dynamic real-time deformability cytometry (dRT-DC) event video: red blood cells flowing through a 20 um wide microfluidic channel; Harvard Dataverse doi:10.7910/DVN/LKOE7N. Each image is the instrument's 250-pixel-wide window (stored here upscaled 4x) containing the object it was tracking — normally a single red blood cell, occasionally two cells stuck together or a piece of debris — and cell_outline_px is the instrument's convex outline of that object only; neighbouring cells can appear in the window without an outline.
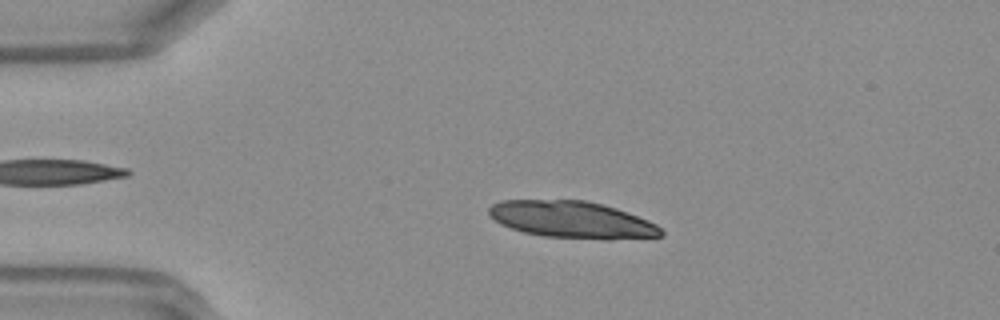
{"species": "Egyptian fruit bat (a non-hibernating species)", "species_latin": "Rousettus aegyptiacus", "temperature_condition": "warm", "stored_images_in_passage": 47, "camera_frame_rate_fps": 3000, "um_per_image_px": 0.085, "frame": {"image": 1, "passage_image": 10, "time_ms": 3.0, "image_size_px": [1000, 320], "cell_outline_px": [[664, 236], [608, 240], [544, 236], [524, 232], [500, 224], [488, 212], [488, 208], [492, 204], [500, 200], [584, 200], [604, 204], [628, 212], [648, 220], [656, 224], [664, 232]], "centroid_in_image_um": [48.65, 18.67], "position_along_channel_um": 36.3, "area_um2": 37.11}}